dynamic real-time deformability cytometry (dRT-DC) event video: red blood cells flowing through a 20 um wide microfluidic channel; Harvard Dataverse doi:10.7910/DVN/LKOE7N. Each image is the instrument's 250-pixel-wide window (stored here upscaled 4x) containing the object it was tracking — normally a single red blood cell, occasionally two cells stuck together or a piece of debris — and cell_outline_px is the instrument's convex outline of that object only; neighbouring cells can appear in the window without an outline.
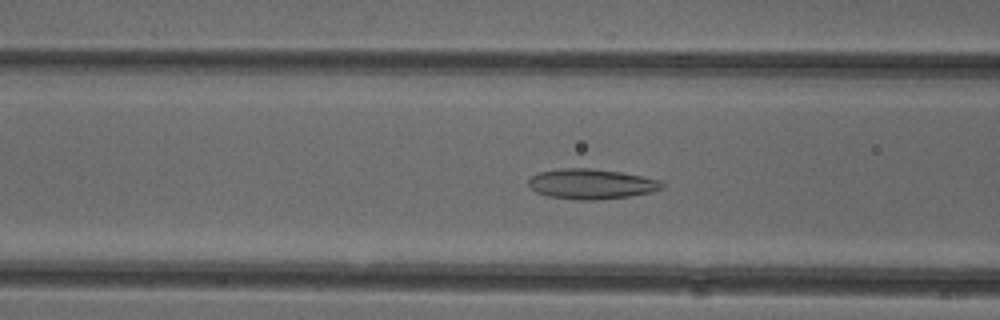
{"species": "common noctule bat (a hibernating species)", "species_latin": "Nyctalus noctula", "temperature_condition": "cold", "stored_images_in_passage": 47, "camera_frame_rate_fps": 3000, "um_per_image_px": 0.085, "animal": {"sex": "female"}, "frame": {"image": 1, "passage_image": 15, "time_ms": 4.667, "image_size_px": [1000, 320], "cell_outline_px": [[664, 188], [652, 192], [628, 196], [596, 200], [580, 200], [548, 196], [536, 192], [528, 184], [528, 180], [532, 176], [540, 172], [560, 168], [592, 168], [620, 172], [660, 180], [664, 184]], "centroid_in_image_um": [50.27, 15.63], "position_along_channel_um": 116.3, "area_um2": 23.35}}
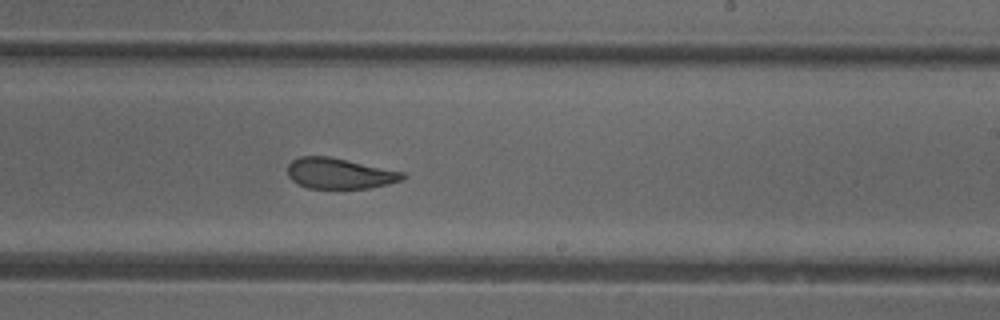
{"frame": {"image": 2, "passage_image": 26, "time_ms": 8.333, "image_size_px": [1000, 320], "cell_outline_px": [[408, 176], [404, 180], [388, 184], [368, 188], [308, 188], [292, 180], [288, 176], [288, 164], [292, 160], [300, 156], [328, 156], [404, 172]], "centroid_in_image_um": [28.88, 14.74], "position_along_channel_um": 260.1, "area_um2": 20.52}}
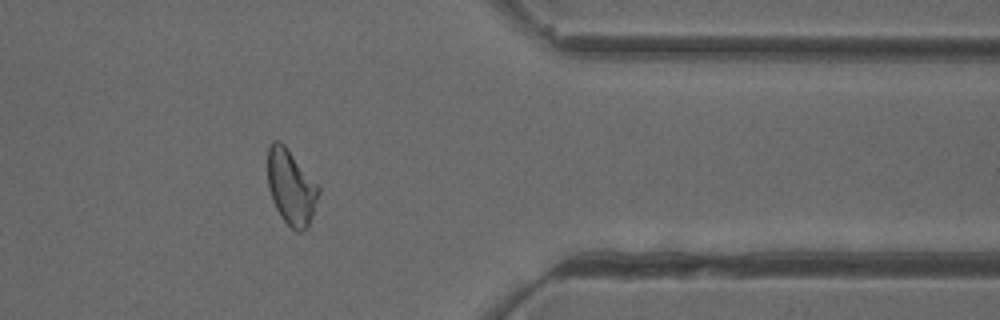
{"frame": {"image": 3, "passage_image": 37, "time_ms": 12.0, "image_size_px": [1000, 320], "cell_outline_px": [[320, 192], [308, 228], [300, 232], [296, 232], [280, 216], [272, 200], [268, 188], [268, 148], [272, 140], [280, 140], [284, 144], [320, 188]], "centroid_in_image_um": [24.73, 15.92], "position_along_channel_um": 386.7, "area_um2": 22.2}, "authors_computed_cell_mechanics": {"area_um2": 22.5998, "velocity_mm_per_s": 3.9227, "shape_relaxation_time_tau1_ms": null, "shape_relaxation_time_tau2_ms": 2.0991, "deformation_change_tau1": null, "deformation_change_tau2": 0.095}}